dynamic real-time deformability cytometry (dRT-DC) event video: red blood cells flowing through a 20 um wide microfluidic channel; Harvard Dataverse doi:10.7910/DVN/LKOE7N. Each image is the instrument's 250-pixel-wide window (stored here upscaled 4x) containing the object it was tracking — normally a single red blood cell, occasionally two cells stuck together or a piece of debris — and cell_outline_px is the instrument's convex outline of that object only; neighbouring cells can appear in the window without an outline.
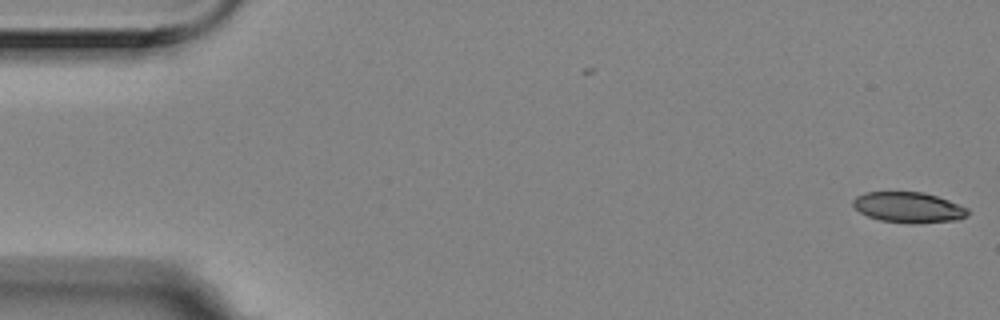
{"species": "Egyptian fruit bat (a non-hibernating species)", "species_latin": "Rousettus aegyptiacus", "temperature_condition": "room temperature", "stored_images_in_passage": 10, "camera_frame_rate_fps": 3000, "um_per_image_px": 0.085, "animal": {"sex": "female"}, "frame": {"image": 1, "passage_image": 1, "time_ms": 0.0, "image_size_px": [1000, 320], "cell_outline_px": [[968, 216], [960, 220], [880, 220], [868, 216], [860, 212], [852, 204], [852, 200], [856, 196], [864, 192], [924, 192], [948, 200], [968, 208]], "centroid_in_image_um": [77.19, 17.56], "position_along_channel_um": 7.8, "area_um2": 19.42}}
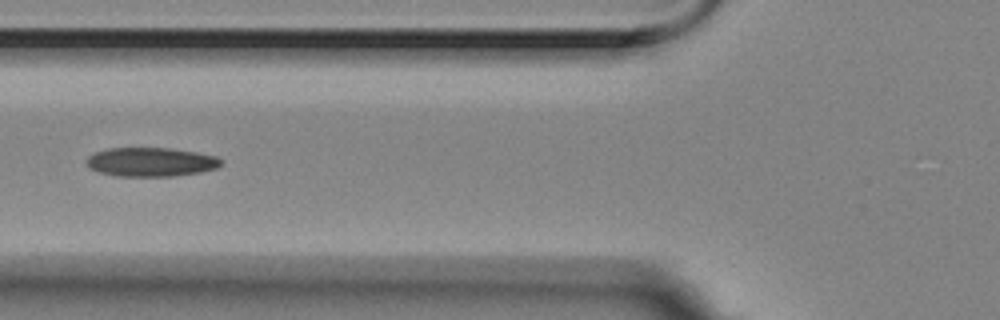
{"frame": {"image": 2, "passage_image": 6, "time_ms": 1.667, "image_size_px": [1000, 320], "cell_outline_px": [[224, 160], [216, 168], [200, 172], [172, 176], [116, 176], [96, 172], [88, 168], [84, 160], [88, 156], [96, 152], [108, 148], [168, 148], [196, 152], [216, 156]], "centroid_in_image_um": [12.77, 13.77], "position_along_channel_um": 113.0, "area_um2": 22.89}}
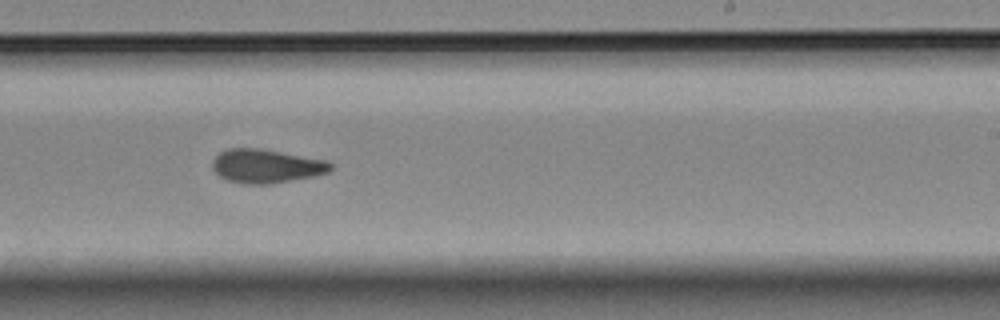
{"frame": {"image": 3, "passage_image": 10, "time_ms": 3.0, "image_size_px": [1000, 320], "cell_outline_px": [[332, 168], [328, 172], [312, 176], [272, 184], [244, 184], [228, 180], [220, 176], [212, 168], [212, 160], [220, 152], [228, 148], [260, 148], [328, 160], [332, 164]], "centroid_in_image_um": [22.63, 14.11], "position_along_channel_um": 266.4, "area_um2": 23.29}}